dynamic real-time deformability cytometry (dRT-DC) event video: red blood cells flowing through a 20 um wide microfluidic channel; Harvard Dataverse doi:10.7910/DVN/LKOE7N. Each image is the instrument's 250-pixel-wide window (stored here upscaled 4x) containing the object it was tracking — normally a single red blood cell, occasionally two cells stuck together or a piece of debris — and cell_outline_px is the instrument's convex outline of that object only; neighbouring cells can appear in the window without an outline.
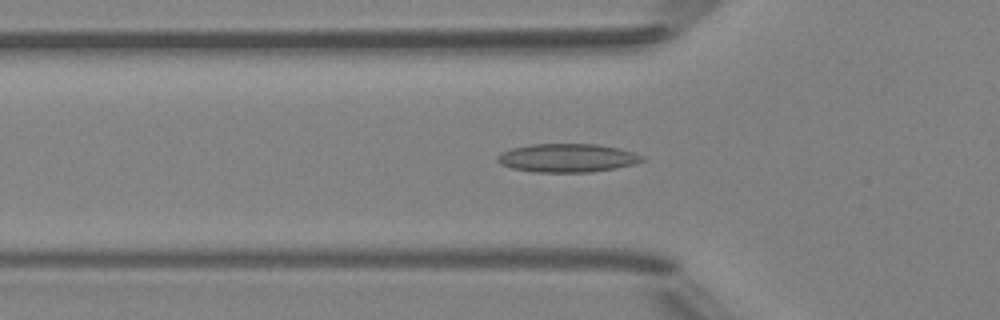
{"species": "Egyptian fruit bat (a non-hibernating species)", "species_latin": "Rousettus aegyptiacus", "temperature_condition": "room temperature", "stored_images_in_passage": 38, "camera_frame_rate_fps": 3000, "um_per_image_px": 0.085, "animal": {"sex": "female"}, "frame": {"image": 1, "passage_image": 6, "time_ms": 1.667, "image_size_px": [1000, 320], "cell_outline_px": [[644, 160], [636, 164], [616, 168], [592, 172], [532, 172], [512, 168], [500, 164], [496, 160], [496, 156], [500, 152], [512, 148], [532, 144], [596, 144], [616, 148], [632, 152], [644, 156]], "centroid_in_image_um": [48.19, 13.43], "position_along_channel_um": 77.6, "area_um2": 24.1}}
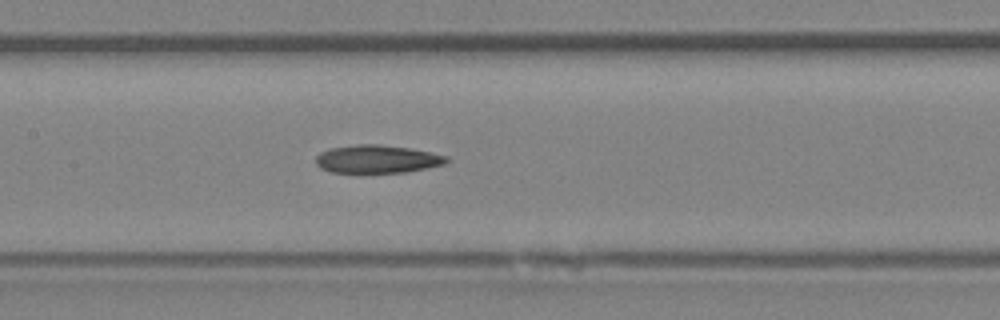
{"frame": {"image": 2, "passage_image": 13, "time_ms": 4.0, "image_size_px": [1000, 320], "cell_outline_px": [[452, 160], [444, 164], [408, 172], [332, 172], [320, 168], [316, 164], [316, 156], [320, 152], [328, 148], [356, 144], [380, 144], [408, 148], [432, 152], [448, 156]], "centroid_in_image_um": [32.07, 13.51], "position_along_channel_um": 175.3, "area_um2": 21.5}}
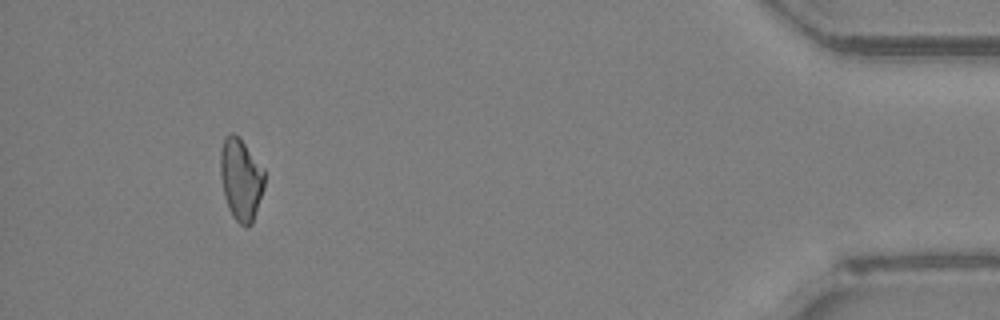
{"frame": {"image": 3, "passage_image": 35, "time_ms": 11.333, "image_size_px": [1000, 320], "cell_outline_px": [[264, 188], [252, 224], [248, 228], [240, 224], [232, 216], [228, 208], [224, 196], [220, 176], [220, 152], [224, 136], [232, 132], [244, 144], [264, 168]], "centroid_in_image_um": [20.46, 15.27], "position_along_channel_um": 414.7, "area_um2": 21.1}}